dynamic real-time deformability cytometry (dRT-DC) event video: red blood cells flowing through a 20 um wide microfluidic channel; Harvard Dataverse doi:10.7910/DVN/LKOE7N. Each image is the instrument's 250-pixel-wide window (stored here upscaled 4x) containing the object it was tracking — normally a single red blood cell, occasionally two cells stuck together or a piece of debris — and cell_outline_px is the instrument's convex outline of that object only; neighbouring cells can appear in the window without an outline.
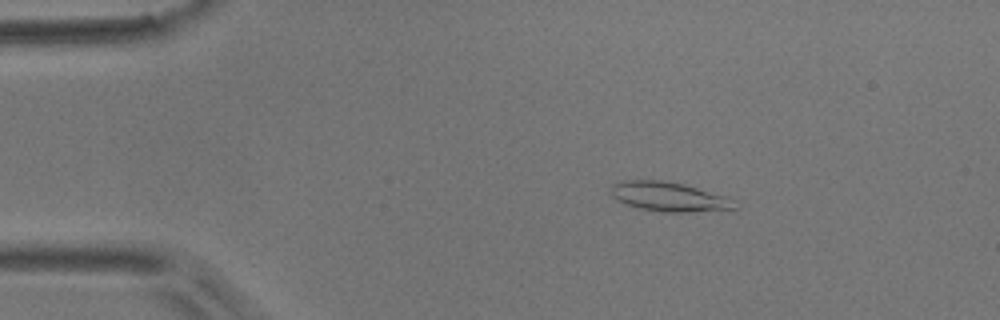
{"species": "common noctule bat (a hibernating species)", "species_latin": "Nyctalus noctula", "temperature_condition": "room temperature", "stored_images_in_passage": 54, "camera_frame_rate_fps": 3000, "um_per_image_px": 0.085, "animal": {"sex": "male", "body_mass_g": 17.9}, "frame": {"image": 1, "passage_image": 9, "time_ms": 2.667, "image_size_px": [1000, 320], "cell_outline_px": [[740, 208], [736, 212], [660, 212], [640, 208], [616, 200], [612, 196], [612, 184], [620, 180], [660, 180], [684, 184], [724, 196], [736, 200]], "centroid_in_image_um": [57.02, 16.76], "position_along_channel_um": 28.0, "area_um2": 21.85}}
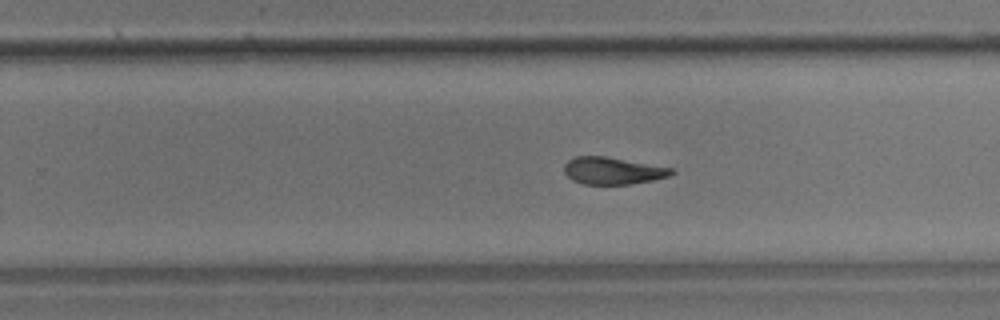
{"frame": {"image": 2, "passage_image": 34, "time_ms": 11.0, "image_size_px": [1000, 320], "cell_outline_px": [[676, 172], [668, 176], [652, 180], [632, 184], [584, 184], [572, 180], [564, 172], [564, 164], [568, 160], [576, 156], [604, 156], [672, 168]], "centroid_in_image_um": [52.06, 14.51], "position_along_channel_um": 277.7, "area_um2": 16.82}}
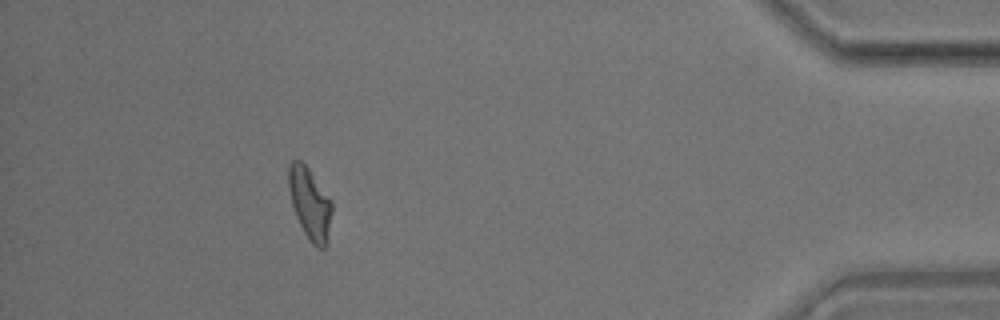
{"frame": {"image": 3, "passage_image": 49, "time_ms": 16.0, "image_size_px": [1000, 320], "cell_outline_px": [[332, 212], [328, 240], [324, 248], [316, 248], [312, 244], [304, 232], [296, 216], [292, 204], [288, 188], [288, 168], [292, 160], [300, 160], [308, 168], [332, 200]], "centroid_in_image_um": [26.35, 17.31], "position_along_channel_um": 408.9, "area_um2": 18.09}, "authors_computed_cell_mechanics": {"area_um2": 18.2937, "velocity_mm_per_s": 3.6847, "shape_relaxation_time_tau1_ms": 6.2039, "shape_relaxation_time_tau2_ms": 2.9862, "deformation_change_tau1": 0.1938, "deformation_change_tau2": 0.0956}}